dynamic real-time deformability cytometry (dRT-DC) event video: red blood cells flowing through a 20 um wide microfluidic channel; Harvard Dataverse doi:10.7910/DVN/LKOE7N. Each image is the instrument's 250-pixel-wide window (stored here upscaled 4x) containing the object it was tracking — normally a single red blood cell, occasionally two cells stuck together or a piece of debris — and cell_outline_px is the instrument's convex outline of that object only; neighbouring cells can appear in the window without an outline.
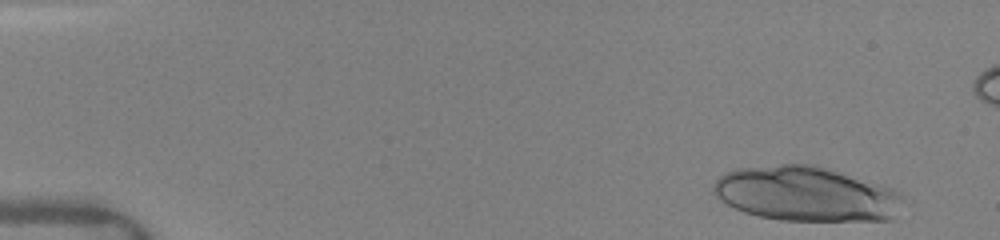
{"species": "human", "species_latin": "Homo sapiens", "temperature_condition": "warm", "stored_images_in_passage": 12, "camera_frame_rate_fps": 3000, "um_per_image_px": 0.085, "donor": {"sex": "female"}, "frame": {"image": 1, "passage_image": 1, "time_ms": 0.0, "image_size_px": [1000, 240], "cell_outline_px": [[912, 204], [892, 220], [780, 220], [760, 216], [744, 212], [720, 200], [712, 192], [712, 188], [716, 180], [720, 176], [736, 168], [780, 164], [816, 164], [892, 188], [900, 192], [912, 200]], "centroid_in_image_um": [68.67, 16.49], "position_along_channel_um": 16.3, "area_um2": 61.56}}